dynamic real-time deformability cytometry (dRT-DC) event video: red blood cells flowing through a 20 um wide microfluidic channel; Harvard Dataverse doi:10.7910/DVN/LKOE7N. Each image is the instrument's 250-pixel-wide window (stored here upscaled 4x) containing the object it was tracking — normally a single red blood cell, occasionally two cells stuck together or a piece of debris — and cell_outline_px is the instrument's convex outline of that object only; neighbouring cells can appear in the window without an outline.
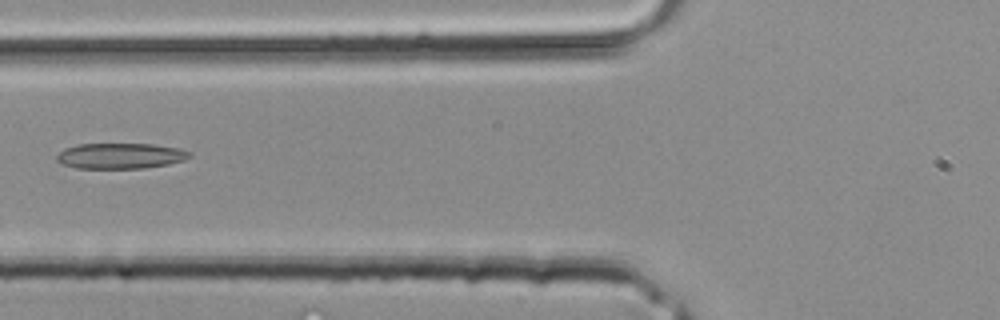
{"species": "common noctule bat (a hibernating species)", "species_latin": "Nyctalus noctula", "temperature_condition": "room temperature", "stored_images_in_passage": 5, "camera_frame_rate_fps": 3000, "um_per_image_px": 0.085, "animal": {"sex": "male", "body_mass_g": 20.4}, "frame": {"image": 1, "passage_image": 5, "time_ms": 1.333, "image_size_px": [1000, 320], "cell_outline_px": [[192, 156], [184, 160], [168, 164], [144, 168], [76, 168], [64, 164], [56, 160], [56, 156], [64, 148], [80, 144], [152, 144], [176, 148], [192, 152]], "centroid_in_image_um": [10.24, 13.25], "position_along_channel_um": 115.6, "area_um2": 19.71}}